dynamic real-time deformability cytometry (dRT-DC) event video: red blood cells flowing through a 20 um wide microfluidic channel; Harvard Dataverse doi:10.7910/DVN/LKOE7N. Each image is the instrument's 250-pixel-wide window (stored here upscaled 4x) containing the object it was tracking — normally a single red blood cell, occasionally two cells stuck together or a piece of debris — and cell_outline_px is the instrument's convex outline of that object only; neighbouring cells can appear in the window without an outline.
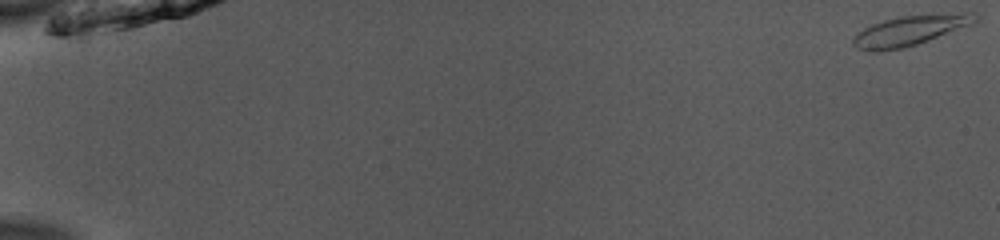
{"species": "common noctule bat (a hibernating species)", "species_latin": "Nyctalus noctula", "temperature_condition": "room temperature", "stored_images_in_passage": 53, "camera_frame_rate_fps": 3000, "um_per_image_px": 0.085, "animal": {"sex": "male", "body_mass_g": 13.0, "forearm_length_mm": 53.1}, "frame": {"image": 1, "passage_image": 1, "time_ms": 0.0, "image_size_px": [1000, 240], "cell_outline_px": [[980, 16], [972, 24], [928, 40], [904, 48], [880, 52], [868, 52], [856, 48], [852, 44], [852, 36], [864, 28], [872, 24], [884, 20], [900, 16], [932, 12], [976, 12]], "centroid_in_image_um": [77.35, 2.57], "position_along_channel_um": 7.6, "area_um2": 22.08}}
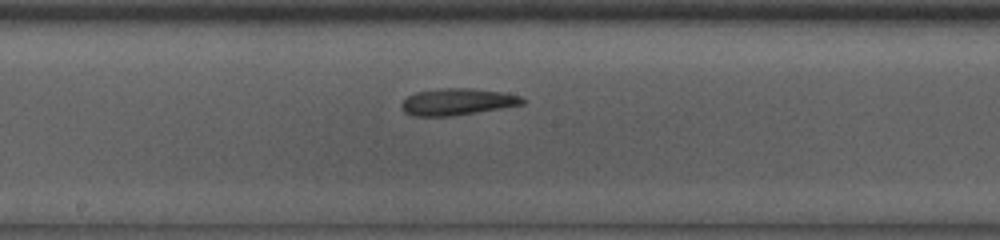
{"frame": {"image": 2, "passage_image": 30, "time_ms": 9.667, "image_size_px": [1000, 240], "cell_outline_px": [[528, 100], [524, 104], [452, 116], [412, 116], [404, 112], [400, 104], [408, 96], [416, 92], [440, 88], [472, 88], [504, 92], [520, 96]], "centroid_in_image_um": [38.88, 8.64], "position_along_channel_um": 209.3, "area_um2": 18.9}}
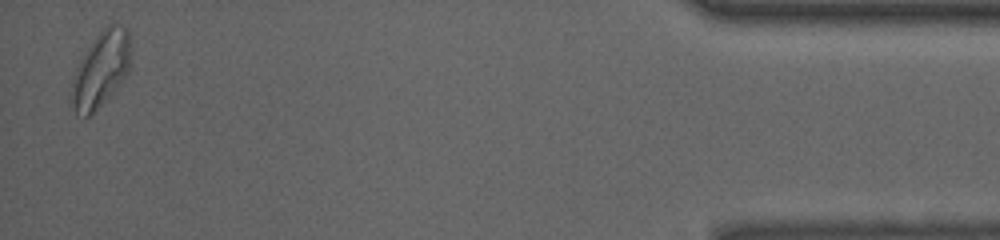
{"frame": {"image": 3, "passage_image": 52, "time_ms": 17.0, "image_size_px": [1000, 240], "cell_outline_px": [[128, 72], [112, 92], [92, 116], [76, 116], [68, 92], [76, 68], [80, 60], [88, 48], [100, 32], [108, 24], [112, 24], [128, 28]], "centroid_in_image_um": [8.5, 5.98], "position_along_channel_um": 426.7, "area_um2": 25.55}, "authors_computed_cell_mechanics": {"area_um2": 19.4786, "velocity_mm_per_s": 3.9343, "shape_relaxation_time_tau1_ms": 5.1641, "shape_relaxation_time_tau2_ms": 2.8683, "deformation_change_tau1": 0.1576, "deformation_change_tau2": 0.0931}}